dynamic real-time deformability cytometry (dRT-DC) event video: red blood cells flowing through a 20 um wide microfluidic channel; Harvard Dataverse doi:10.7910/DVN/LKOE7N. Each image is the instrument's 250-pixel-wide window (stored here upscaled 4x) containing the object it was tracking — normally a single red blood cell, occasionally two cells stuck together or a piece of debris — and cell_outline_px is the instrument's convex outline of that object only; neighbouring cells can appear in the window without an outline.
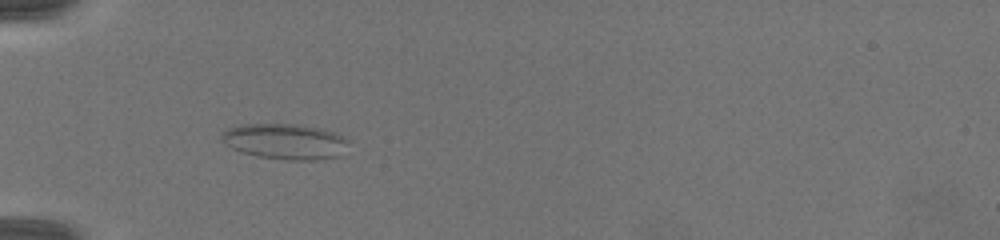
{"species": "common noctule bat (a hibernating species)", "species_latin": "Nyctalus noctula", "temperature_condition": "warm", "stored_images_in_passage": 8, "camera_frame_rate_fps": 3000, "um_per_image_px": 0.085, "animal": {"sex": "female", "body_mass_g": 19.5, "forearm_length_mm": 54.1}, "frame": {"image": 1, "passage_image": 7, "time_ms": 4.0, "image_size_px": [1000, 240], "cell_outline_px": [[348, 140], [340, 156], [316, 160], [284, 160], [256, 156], [240, 152], [232, 148], [220, 140], [220, 136], [228, 128], [244, 124], [292, 124], [320, 128], [332, 132]], "centroid_in_image_um": [24.18, 12.04], "position_along_channel_um": 60.8, "area_um2": 26.18}}
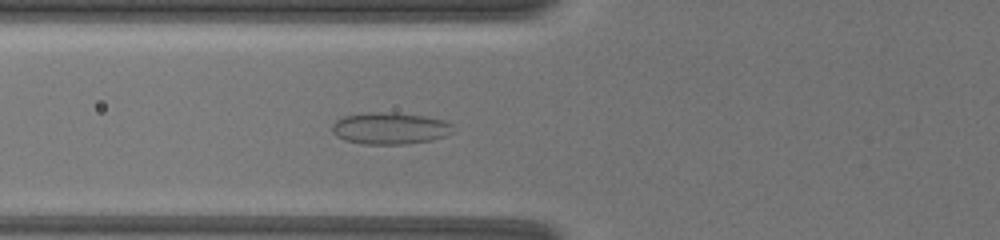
{"frame": {"image": 2, "passage_image": 8, "time_ms": 5.0, "image_size_px": [1000, 240], "cell_outline_px": [[456, 132], [448, 136], [432, 140], [404, 144], [364, 144], [344, 140], [336, 136], [332, 132], [332, 124], [336, 120], [344, 116], [360, 112], [388, 112], [424, 116], [444, 120], [452, 124]], "centroid_in_image_um": [33.17, 10.91], "position_along_channel_um": 92.6, "area_um2": 22.77}}